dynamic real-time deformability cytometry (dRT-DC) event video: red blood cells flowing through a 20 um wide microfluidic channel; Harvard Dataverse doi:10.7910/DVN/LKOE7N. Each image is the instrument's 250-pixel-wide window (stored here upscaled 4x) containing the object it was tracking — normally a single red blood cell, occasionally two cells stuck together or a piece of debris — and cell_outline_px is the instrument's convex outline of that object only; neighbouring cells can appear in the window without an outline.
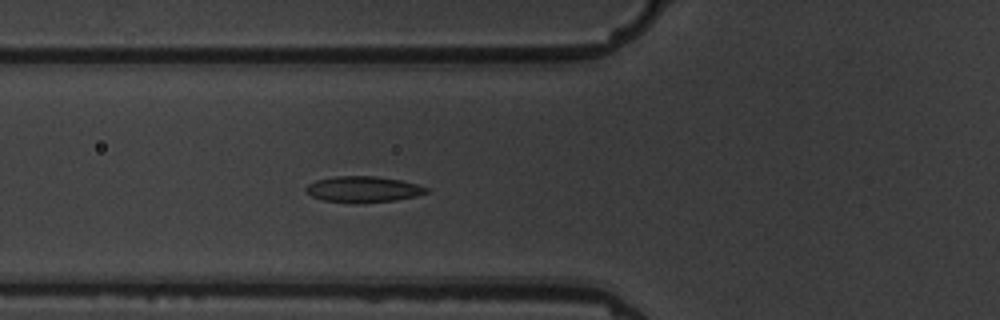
{"species": "common noctule bat (a hibernating species)", "species_latin": "Nyctalus noctula", "temperature_condition": "warm", "stored_images_in_passage": 5, "camera_frame_rate_fps": 3000, "um_per_image_px": 0.085, "animal": {"sex": "male", "body_mass_g": 19.5, "forearm_length_mm": 54.6}, "frame": {"image": 1, "passage_image": 5, "time_ms": 4.667, "image_size_px": [1000, 320], "cell_outline_px": [[428, 192], [416, 196], [396, 200], [356, 204], [324, 200], [312, 196], [304, 192], [304, 188], [308, 184], [316, 180], [336, 176], [376, 176], [400, 180], [416, 184], [428, 188]], "centroid_in_image_um": [30.83, 16.1], "position_along_channel_um": 95.0, "area_um2": 18.38}}